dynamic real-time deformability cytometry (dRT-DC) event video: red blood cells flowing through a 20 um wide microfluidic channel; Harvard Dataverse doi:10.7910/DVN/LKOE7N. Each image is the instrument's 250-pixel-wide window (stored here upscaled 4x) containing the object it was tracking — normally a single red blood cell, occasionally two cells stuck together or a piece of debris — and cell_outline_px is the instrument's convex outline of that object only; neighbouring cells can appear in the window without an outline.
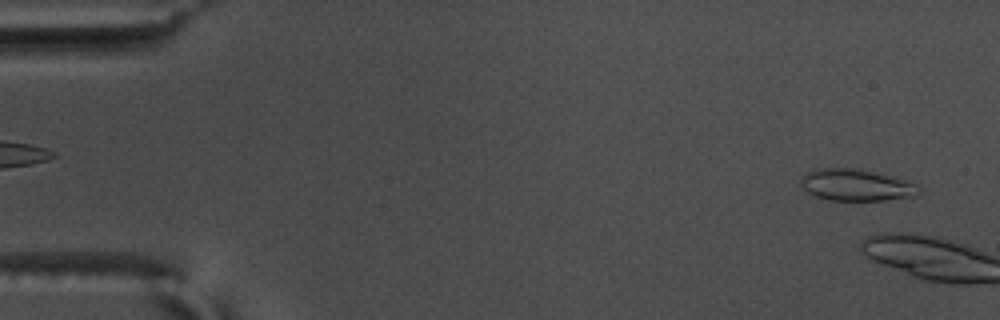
{"species": "common noctule bat (a hibernating species)", "species_latin": "Nyctalus noctula", "temperature_condition": "warm", "stored_images_in_passage": 4, "camera_frame_rate_fps": 3000, "um_per_image_px": 0.085, "animal": {"sex": "male", "body_mass_g": 17.5, "forearm_length_mm": 52.3}, "frame": {"image": 1, "passage_image": 2, "time_ms": 0.333, "image_size_px": [1000, 320], "cell_outline_px": [[920, 192], [912, 196], [884, 200], [828, 200], [816, 196], [808, 192], [800, 184], [800, 180], [804, 172], [816, 168], [860, 168], [904, 180], [916, 184]], "centroid_in_image_um": [72.7, 15.71], "position_along_channel_um": 12.3, "area_um2": 21.68}}